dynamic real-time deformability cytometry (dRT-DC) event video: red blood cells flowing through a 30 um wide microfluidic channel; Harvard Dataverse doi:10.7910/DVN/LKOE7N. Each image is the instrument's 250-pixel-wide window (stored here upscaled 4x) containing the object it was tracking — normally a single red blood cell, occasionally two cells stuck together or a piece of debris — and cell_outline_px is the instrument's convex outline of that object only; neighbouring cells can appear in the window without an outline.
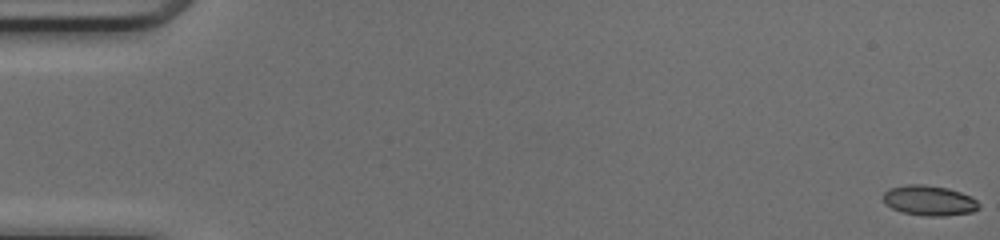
{"species": "common noctule bat (a hibernating species)", "species_latin": "Nyctalus noctula", "temperature_condition": "cold", "stored_images_in_passage": 52, "camera_frame_rate_fps": 3000, "um_per_image_px": 0.085, "animal": {"sex": "female", "body_mass_g": 17.0, "forearm_length_mm": 48.0}, "frame": {"image": 1, "passage_image": 1, "time_ms": 0.0, "image_size_px": [1000, 240], "cell_outline_px": [[980, 208], [972, 212], [944, 216], [928, 216], [904, 212], [892, 208], [884, 204], [884, 192], [888, 188], [908, 184], [924, 184], [948, 188], [960, 192], [976, 200], [980, 204]], "centroid_in_image_um": [78.98, 17.04], "position_along_channel_um": 6.0, "area_um2": 16.76}}
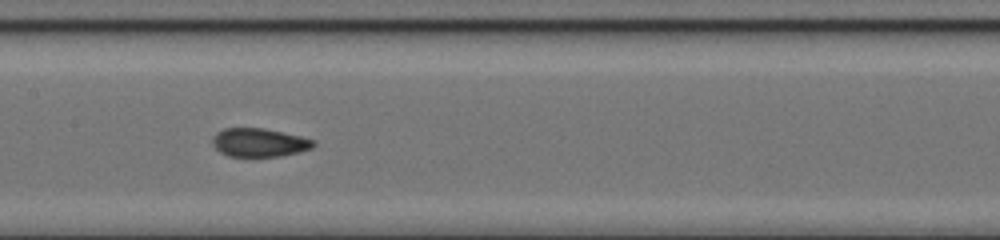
{"frame": {"image": 2, "passage_image": 26, "time_ms": 8.333, "image_size_px": [1000, 240], "cell_outline_px": [[316, 144], [312, 148], [280, 156], [228, 156], [220, 152], [212, 144], [212, 136], [216, 132], [224, 128], [264, 128], [300, 136], [316, 140]], "centroid_in_image_um": [22.01, 12.1], "position_along_channel_um": 185.4, "area_um2": 16.76}}
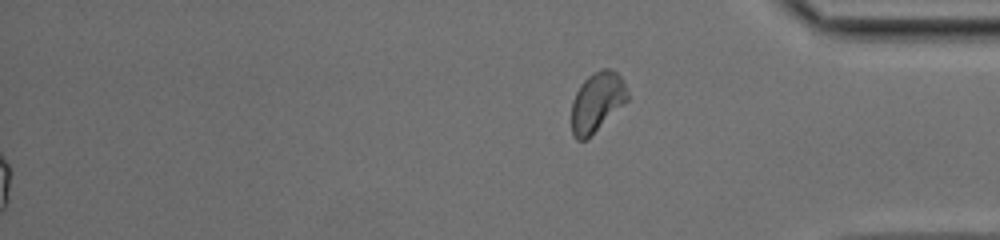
{"frame": {"image": 3, "passage_image": 52, "time_ms": 17.0, "image_size_px": [1000, 240], "cell_outline_px": [[628, 100], [584, 140], [576, 140], [572, 132], [572, 100], [576, 92], [584, 80], [592, 72], [600, 68], [612, 68], [624, 80], [628, 92]], "centroid_in_image_um": [50.75, 8.6], "position_along_channel_um": 384.5, "area_um2": 19.19}, "authors_computed_cell_mechanics": {"area_um2": 16.9932, "velocity_mm_per_s": 4.1783, "shape_relaxation_time_tau1_ms": null, "shape_relaxation_time_tau2_ms": 1.0236, "deformation_change_tau1": null, "deformation_change_tau2": 0.0645}}